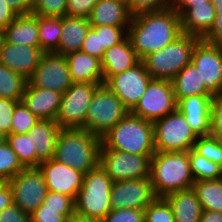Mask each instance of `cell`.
<instances>
[{"mask_svg": "<svg viewBox=\"0 0 222 222\" xmlns=\"http://www.w3.org/2000/svg\"><path fill=\"white\" fill-rule=\"evenodd\" d=\"M182 33L181 18L172 7L135 15L127 29V37L140 59L166 47Z\"/></svg>", "mask_w": 222, "mask_h": 222, "instance_id": "1", "label": "cell"}, {"mask_svg": "<svg viewBox=\"0 0 222 222\" xmlns=\"http://www.w3.org/2000/svg\"><path fill=\"white\" fill-rule=\"evenodd\" d=\"M101 145V138L85 129H61L53 159L86 174L99 166Z\"/></svg>", "mask_w": 222, "mask_h": 222, "instance_id": "2", "label": "cell"}, {"mask_svg": "<svg viewBox=\"0 0 222 222\" xmlns=\"http://www.w3.org/2000/svg\"><path fill=\"white\" fill-rule=\"evenodd\" d=\"M150 179L157 197L191 188L189 151L155 152L150 159Z\"/></svg>", "mask_w": 222, "mask_h": 222, "instance_id": "3", "label": "cell"}, {"mask_svg": "<svg viewBox=\"0 0 222 222\" xmlns=\"http://www.w3.org/2000/svg\"><path fill=\"white\" fill-rule=\"evenodd\" d=\"M101 149H114L139 155L155 151L153 123L129 112L102 138Z\"/></svg>", "mask_w": 222, "mask_h": 222, "instance_id": "4", "label": "cell"}, {"mask_svg": "<svg viewBox=\"0 0 222 222\" xmlns=\"http://www.w3.org/2000/svg\"><path fill=\"white\" fill-rule=\"evenodd\" d=\"M112 179L98 166L84 174L75 199V217L81 221L100 222L111 210Z\"/></svg>", "mask_w": 222, "mask_h": 222, "instance_id": "5", "label": "cell"}, {"mask_svg": "<svg viewBox=\"0 0 222 222\" xmlns=\"http://www.w3.org/2000/svg\"><path fill=\"white\" fill-rule=\"evenodd\" d=\"M200 38L182 33L161 50L147 54L141 61L152 79L171 81L191 62L192 51Z\"/></svg>", "mask_w": 222, "mask_h": 222, "instance_id": "6", "label": "cell"}, {"mask_svg": "<svg viewBox=\"0 0 222 222\" xmlns=\"http://www.w3.org/2000/svg\"><path fill=\"white\" fill-rule=\"evenodd\" d=\"M130 111L105 85H100L91 99L84 129L102 138Z\"/></svg>", "mask_w": 222, "mask_h": 222, "instance_id": "7", "label": "cell"}, {"mask_svg": "<svg viewBox=\"0 0 222 222\" xmlns=\"http://www.w3.org/2000/svg\"><path fill=\"white\" fill-rule=\"evenodd\" d=\"M152 123L156 152L189 151L198 139L178 109Z\"/></svg>", "mask_w": 222, "mask_h": 222, "instance_id": "8", "label": "cell"}, {"mask_svg": "<svg viewBox=\"0 0 222 222\" xmlns=\"http://www.w3.org/2000/svg\"><path fill=\"white\" fill-rule=\"evenodd\" d=\"M102 84L73 83L63 94L55 122L61 129H84L88 108L95 90Z\"/></svg>", "mask_w": 222, "mask_h": 222, "instance_id": "9", "label": "cell"}, {"mask_svg": "<svg viewBox=\"0 0 222 222\" xmlns=\"http://www.w3.org/2000/svg\"><path fill=\"white\" fill-rule=\"evenodd\" d=\"M153 155H139L114 149H100L99 166L115 181L150 177V159Z\"/></svg>", "mask_w": 222, "mask_h": 222, "instance_id": "10", "label": "cell"}, {"mask_svg": "<svg viewBox=\"0 0 222 222\" xmlns=\"http://www.w3.org/2000/svg\"><path fill=\"white\" fill-rule=\"evenodd\" d=\"M177 103L171 81L152 79L141 99L130 112L153 122L176 111Z\"/></svg>", "mask_w": 222, "mask_h": 222, "instance_id": "11", "label": "cell"}, {"mask_svg": "<svg viewBox=\"0 0 222 222\" xmlns=\"http://www.w3.org/2000/svg\"><path fill=\"white\" fill-rule=\"evenodd\" d=\"M8 183L13 193L14 204L29 215L43 204L48 193L39 167L24 168L8 180Z\"/></svg>", "mask_w": 222, "mask_h": 222, "instance_id": "12", "label": "cell"}, {"mask_svg": "<svg viewBox=\"0 0 222 222\" xmlns=\"http://www.w3.org/2000/svg\"><path fill=\"white\" fill-rule=\"evenodd\" d=\"M28 83L32 87L63 94L73 84L66 56L55 52L43 53Z\"/></svg>", "mask_w": 222, "mask_h": 222, "instance_id": "13", "label": "cell"}, {"mask_svg": "<svg viewBox=\"0 0 222 222\" xmlns=\"http://www.w3.org/2000/svg\"><path fill=\"white\" fill-rule=\"evenodd\" d=\"M152 80L142 61L126 71L110 77L104 84L131 111L146 91Z\"/></svg>", "mask_w": 222, "mask_h": 222, "instance_id": "14", "label": "cell"}, {"mask_svg": "<svg viewBox=\"0 0 222 222\" xmlns=\"http://www.w3.org/2000/svg\"><path fill=\"white\" fill-rule=\"evenodd\" d=\"M191 62L201 81L215 96L222 94V47L199 39L192 51Z\"/></svg>", "mask_w": 222, "mask_h": 222, "instance_id": "15", "label": "cell"}, {"mask_svg": "<svg viewBox=\"0 0 222 222\" xmlns=\"http://www.w3.org/2000/svg\"><path fill=\"white\" fill-rule=\"evenodd\" d=\"M156 198L157 195L154 192L150 177L115 181L111 187L112 210L121 208L144 210Z\"/></svg>", "mask_w": 222, "mask_h": 222, "instance_id": "16", "label": "cell"}, {"mask_svg": "<svg viewBox=\"0 0 222 222\" xmlns=\"http://www.w3.org/2000/svg\"><path fill=\"white\" fill-rule=\"evenodd\" d=\"M41 170L46 187L50 192H57L72 197L74 200L80 191L84 173L68 165L49 159L40 162Z\"/></svg>", "mask_w": 222, "mask_h": 222, "instance_id": "17", "label": "cell"}, {"mask_svg": "<svg viewBox=\"0 0 222 222\" xmlns=\"http://www.w3.org/2000/svg\"><path fill=\"white\" fill-rule=\"evenodd\" d=\"M43 53L40 47L11 44L5 41L0 50V64L28 80L37 68Z\"/></svg>", "mask_w": 222, "mask_h": 222, "instance_id": "18", "label": "cell"}, {"mask_svg": "<svg viewBox=\"0 0 222 222\" xmlns=\"http://www.w3.org/2000/svg\"><path fill=\"white\" fill-rule=\"evenodd\" d=\"M213 97L196 95L182 98L177 103V109L198 137L210 135V106Z\"/></svg>", "mask_w": 222, "mask_h": 222, "instance_id": "19", "label": "cell"}, {"mask_svg": "<svg viewBox=\"0 0 222 222\" xmlns=\"http://www.w3.org/2000/svg\"><path fill=\"white\" fill-rule=\"evenodd\" d=\"M61 98L62 93L60 92L32 87L27 83L21 101L39 119L55 120Z\"/></svg>", "mask_w": 222, "mask_h": 222, "instance_id": "20", "label": "cell"}, {"mask_svg": "<svg viewBox=\"0 0 222 222\" xmlns=\"http://www.w3.org/2000/svg\"><path fill=\"white\" fill-rule=\"evenodd\" d=\"M140 61L141 59L137 56L128 37L119 44L108 48L101 59L103 84L110 77L134 67Z\"/></svg>", "mask_w": 222, "mask_h": 222, "instance_id": "21", "label": "cell"}, {"mask_svg": "<svg viewBox=\"0 0 222 222\" xmlns=\"http://www.w3.org/2000/svg\"><path fill=\"white\" fill-rule=\"evenodd\" d=\"M132 15L126 0H99L88 16L90 26L129 27Z\"/></svg>", "mask_w": 222, "mask_h": 222, "instance_id": "22", "label": "cell"}, {"mask_svg": "<svg viewBox=\"0 0 222 222\" xmlns=\"http://www.w3.org/2000/svg\"><path fill=\"white\" fill-rule=\"evenodd\" d=\"M60 130L55 120L40 119L27 133L31 137L32 150L41 162L54 157Z\"/></svg>", "mask_w": 222, "mask_h": 222, "instance_id": "23", "label": "cell"}, {"mask_svg": "<svg viewBox=\"0 0 222 222\" xmlns=\"http://www.w3.org/2000/svg\"><path fill=\"white\" fill-rule=\"evenodd\" d=\"M73 83L103 84L101 60L82 51L66 55Z\"/></svg>", "mask_w": 222, "mask_h": 222, "instance_id": "24", "label": "cell"}, {"mask_svg": "<svg viewBox=\"0 0 222 222\" xmlns=\"http://www.w3.org/2000/svg\"><path fill=\"white\" fill-rule=\"evenodd\" d=\"M215 16L212 2L193 5L180 16L182 32L202 39L214 24Z\"/></svg>", "mask_w": 222, "mask_h": 222, "instance_id": "25", "label": "cell"}, {"mask_svg": "<svg viewBox=\"0 0 222 222\" xmlns=\"http://www.w3.org/2000/svg\"><path fill=\"white\" fill-rule=\"evenodd\" d=\"M90 28L88 18L62 17L60 44L55 53L66 56L69 53L81 51L82 44Z\"/></svg>", "mask_w": 222, "mask_h": 222, "instance_id": "26", "label": "cell"}, {"mask_svg": "<svg viewBox=\"0 0 222 222\" xmlns=\"http://www.w3.org/2000/svg\"><path fill=\"white\" fill-rule=\"evenodd\" d=\"M164 198L172 208L175 222H199L203 208L192 187L170 193Z\"/></svg>", "mask_w": 222, "mask_h": 222, "instance_id": "27", "label": "cell"}, {"mask_svg": "<svg viewBox=\"0 0 222 222\" xmlns=\"http://www.w3.org/2000/svg\"><path fill=\"white\" fill-rule=\"evenodd\" d=\"M5 41L11 44L39 47L38 15H18L5 29Z\"/></svg>", "mask_w": 222, "mask_h": 222, "instance_id": "28", "label": "cell"}, {"mask_svg": "<svg viewBox=\"0 0 222 222\" xmlns=\"http://www.w3.org/2000/svg\"><path fill=\"white\" fill-rule=\"evenodd\" d=\"M171 82L177 102L196 95H213L201 81L199 71L192 62L184 66Z\"/></svg>", "mask_w": 222, "mask_h": 222, "instance_id": "29", "label": "cell"}, {"mask_svg": "<svg viewBox=\"0 0 222 222\" xmlns=\"http://www.w3.org/2000/svg\"><path fill=\"white\" fill-rule=\"evenodd\" d=\"M62 17L38 16L39 47L44 53L59 49Z\"/></svg>", "mask_w": 222, "mask_h": 222, "instance_id": "30", "label": "cell"}, {"mask_svg": "<svg viewBox=\"0 0 222 222\" xmlns=\"http://www.w3.org/2000/svg\"><path fill=\"white\" fill-rule=\"evenodd\" d=\"M192 188L203 210L222 213V178L194 182Z\"/></svg>", "mask_w": 222, "mask_h": 222, "instance_id": "31", "label": "cell"}, {"mask_svg": "<svg viewBox=\"0 0 222 222\" xmlns=\"http://www.w3.org/2000/svg\"><path fill=\"white\" fill-rule=\"evenodd\" d=\"M28 80L7 66L0 64V97L22 100Z\"/></svg>", "mask_w": 222, "mask_h": 222, "instance_id": "32", "label": "cell"}, {"mask_svg": "<svg viewBox=\"0 0 222 222\" xmlns=\"http://www.w3.org/2000/svg\"><path fill=\"white\" fill-rule=\"evenodd\" d=\"M6 142L24 168L39 166L41 161L36 157L35 150H32L31 137L28 134L11 133L6 136Z\"/></svg>", "mask_w": 222, "mask_h": 222, "instance_id": "33", "label": "cell"}, {"mask_svg": "<svg viewBox=\"0 0 222 222\" xmlns=\"http://www.w3.org/2000/svg\"><path fill=\"white\" fill-rule=\"evenodd\" d=\"M189 159L195 182L222 178V167L198 154L193 148L189 150Z\"/></svg>", "mask_w": 222, "mask_h": 222, "instance_id": "34", "label": "cell"}, {"mask_svg": "<svg viewBox=\"0 0 222 222\" xmlns=\"http://www.w3.org/2000/svg\"><path fill=\"white\" fill-rule=\"evenodd\" d=\"M24 167L18 160L16 153L6 141L0 144V179L8 181L15 177Z\"/></svg>", "mask_w": 222, "mask_h": 222, "instance_id": "35", "label": "cell"}, {"mask_svg": "<svg viewBox=\"0 0 222 222\" xmlns=\"http://www.w3.org/2000/svg\"><path fill=\"white\" fill-rule=\"evenodd\" d=\"M39 120L40 119L34 115L22 101H20L14 108L11 133L27 134Z\"/></svg>", "mask_w": 222, "mask_h": 222, "instance_id": "36", "label": "cell"}, {"mask_svg": "<svg viewBox=\"0 0 222 222\" xmlns=\"http://www.w3.org/2000/svg\"><path fill=\"white\" fill-rule=\"evenodd\" d=\"M193 149L206 159L222 167V142L211 135L199 136Z\"/></svg>", "mask_w": 222, "mask_h": 222, "instance_id": "37", "label": "cell"}, {"mask_svg": "<svg viewBox=\"0 0 222 222\" xmlns=\"http://www.w3.org/2000/svg\"><path fill=\"white\" fill-rule=\"evenodd\" d=\"M145 222H175L172 208L164 197H157L144 209Z\"/></svg>", "mask_w": 222, "mask_h": 222, "instance_id": "38", "label": "cell"}, {"mask_svg": "<svg viewBox=\"0 0 222 222\" xmlns=\"http://www.w3.org/2000/svg\"><path fill=\"white\" fill-rule=\"evenodd\" d=\"M74 219L75 209H53L44 205L31 214V222H71Z\"/></svg>", "mask_w": 222, "mask_h": 222, "instance_id": "39", "label": "cell"}, {"mask_svg": "<svg viewBox=\"0 0 222 222\" xmlns=\"http://www.w3.org/2000/svg\"><path fill=\"white\" fill-rule=\"evenodd\" d=\"M91 28L99 34L100 47L103 50L119 44L127 37L128 27H119V26H91Z\"/></svg>", "mask_w": 222, "mask_h": 222, "instance_id": "40", "label": "cell"}, {"mask_svg": "<svg viewBox=\"0 0 222 222\" xmlns=\"http://www.w3.org/2000/svg\"><path fill=\"white\" fill-rule=\"evenodd\" d=\"M68 0H34L31 13L38 16H66Z\"/></svg>", "mask_w": 222, "mask_h": 222, "instance_id": "41", "label": "cell"}, {"mask_svg": "<svg viewBox=\"0 0 222 222\" xmlns=\"http://www.w3.org/2000/svg\"><path fill=\"white\" fill-rule=\"evenodd\" d=\"M127 7L132 16L154 12L171 7L172 0H126Z\"/></svg>", "mask_w": 222, "mask_h": 222, "instance_id": "42", "label": "cell"}, {"mask_svg": "<svg viewBox=\"0 0 222 222\" xmlns=\"http://www.w3.org/2000/svg\"><path fill=\"white\" fill-rule=\"evenodd\" d=\"M210 135L222 142V94L215 95L211 101Z\"/></svg>", "mask_w": 222, "mask_h": 222, "instance_id": "43", "label": "cell"}, {"mask_svg": "<svg viewBox=\"0 0 222 222\" xmlns=\"http://www.w3.org/2000/svg\"><path fill=\"white\" fill-rule=\"evenodd\" d=\"M100 222H145L144 210L131 208L111 210Z\"/></svg>", "mask_w": 222, "mask_h": 222, "instance_id": "44", "label": "cell"}, {"mask_svg": "<svg viewBox=\"0 0 222 222\" xmlns=\"http://www.w3.org/2000/svg\"><path fill=\"white\" fill-rule=\"evenodd\" d=\"M21 100L4 99L0 97V130L7 136L11 134V123L14 108Z\"/></svg>", "mask_w": 222, "mask_h": 222, "instance_id": "45", "label": "cell"}, {"mask_svg": "<svg viewBox=\"0 0 222 222\" xmlns=\"http://www.w3.org/2000/svg\"><path fill=\"white\" fill-rule=\"evenodd\" d=\"M99 0H68L66 16L88 18Z\"/></svg>", "mask_w": 222, "mask_h": 222, "instance_id": "46", "label": "cell"}, {"mask_svg": "<svg viewBox=\"0 0 222 222\" xmlns=\"http://www.w3.org/2000/svg\"><path fill=\"white\" fill-rule=\"evenodd\" d=\"M42 205L53 209H75V200L70 196L48 191Z\"/></svg>", "mask_w": 222, "mask_h": 222, "instance_id": "47", "label": "cell"}, {"mask_svg": "<svg viewBox=\"0 0 222 222\" xmlns=\"http://www.w3.org/2000/svg\"><path fill=\"white\" fill-rule=\"evenodd\" d=\"M81 51L100 60L103 57L104 50L100 47L99 34H97L92 28L88 30L87 36L81 47Z\"/></svg>", "mask_w": 222, "mask_h": 222, "instance_id": "48", "label": "cell"}, {"mask_svg": "<svg viewBox=\"0 0 222 222\" xmlns=\"http://www.w3.org/2000/svg\"><path fill=\"white\" fill-rule=\"evenodd\" d=\"M0 222H31V215L12 204L0 212Z\"/></svg>", "mask_w": 222, "mask_h": 222, "instance_id": "49", "label": "cell"}, {"mask_svg": "<svg viewBox=\"0 0 222 222\" xmlns=\"http://www.w3.org/2000/svg\"><path fill=\"white\" fill-rule=\"evenodd\" d=\"M202 39L222 47V14H216L214 24Z\"/></svg>", "mask_w": 222, "mask_h": 222, "instance_id": "50", "label": "cell"}, {"mask_svg": "<svg viewBox=\"0 0 222 222\" xmlns=\"http://www.w3.org/2000/svg\"><path fill=\"white\" fill-rule=\"evenodd\" d=\"M18 14L7 5L6 1L0 0V28L5 29Z\"/></svg>", "mask_w": 222, "mask_h": 222, "instance_id": "51", "label": "cell"}, {"mask_svg": "<svg viewBox=\"0 0 222 222\" xmlns=\"http://www.w3.org/2000/svg\"><path fill=\"white\" fill-rule=\"evenodd\" d=\"M14 204L13 193L8 181L0 183V212Z\"/></svg>", "mask_w": 222, "mask_h": 222, "instance_id": "52", "label": "cell"}, {"mask_svg": "<svg viewBox=\"0 0 222 222\" xmlns=\"http://www.w3.org/2000/svg\"><path fill=\"white\" fill-rule=\"evenodd\" d=\"M18 15L28 14L32 11L34 0H4Z\"/></svg>", "mask_w": 222, "mask_h": 222, "instance_id": "53", "label": "cell"}, {"mask_svg": "<svg viewBox=\"0 0 222 222\" xmlns=\"http://www.w3.org/2000/svg\"><path fill=\"white\" fill-rule=\"evenodd\" d=\"M205 2H212V0H172L171 7L181 16L189 7Z\"/></svg>", "mask_w": 222, "mask_h": 222, "instance_id": "54", "label": "cell"}, {"mask_svg": "<svg viewBox=\"0 0 222 222\" xmlns=\"http://www.w3.org/2000/svg\"><path fill=\"white\" fill-rule=\"evenodd\" d=\"M199 222H222V213L211 210H203Z\"/></svg>", "mask_w": 222, "mask_h": 222, "instance_id": "55", "label": "cell"}, {"mask_svg": "<svg viewBox=\"0 0 222 222\" xmlns=\"http://www.w3.org/2000/svg\"><path fill=\"white\" fill-rule=\"evenodd\" d=\"M216 14H222V0H212Z\"/></svg>", "mask_w": 222, "mask_h": 222, "instance_id": "56", "label": "cell"}, {"mask_svg": "<svg viewBox=\"0 0 222 222\" xmlns=\"http://www.w3.org/2000/svg\"><path fill=\"white\" fill-rule=\"evenodd\" d=\"M4 42H5V31L3 28H0V50L2 49Z\"/></svg>", "mask_w": 222, "mask_h": 222, "instance_id": "57", "label": "cell"}, {"mask_svg": "<svg viewBox=\"0 0 222 222\" xmlns=\"http://www.w3.org/2000/svg\"><path fill=\"white\" fill-rule=\"evenodd\" d=\"M6 141V135L0 130V144Z\"/></svg>", "mask_w": 222, "mask_h": 222, "instance_id": "58", "label": "cell"}, {"mask_svg": "<svg viewBox=\"0 0 222 222\" xmlns=\"http://www.w3.org/2000/svg\"><path fill=\"white\" fill-rule=\"evenodd\" d=\"M71 222H91V221H81V220L74 219Z\"/></svg>", "mask_w": 222, "mask_h": 222, "instance_id": "59", "label": "cell"}]
</instances>
